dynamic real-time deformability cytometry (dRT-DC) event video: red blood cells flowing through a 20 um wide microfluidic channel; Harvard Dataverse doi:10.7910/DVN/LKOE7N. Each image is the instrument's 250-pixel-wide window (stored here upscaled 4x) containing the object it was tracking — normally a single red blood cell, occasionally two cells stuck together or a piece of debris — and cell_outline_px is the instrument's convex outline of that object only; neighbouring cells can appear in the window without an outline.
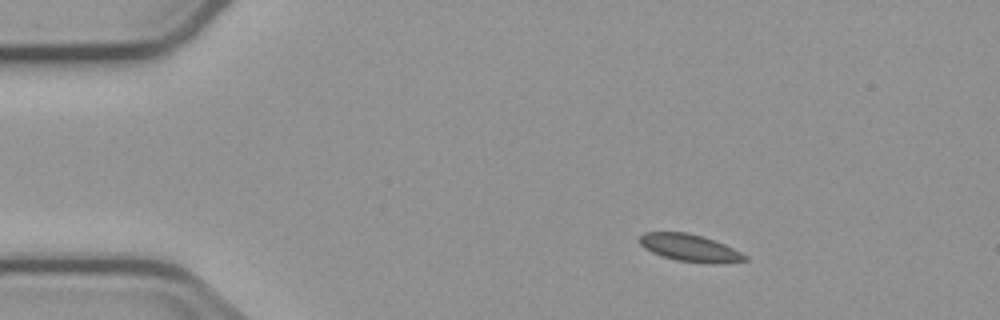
{"species": "common noctule bat (a hibernating species)", "species_latin": "Nyctalus noctula", "temperature_condition": "cold", "stored_images_in_passage": 5, "segment_of_instrument_passage": [1, 2], "camera_frame_rate_fps": 3000, "um_per_image_px": 0.085, "animal": {"sex": "male", "body_mass_g": 23.1, "forearm_length_mm": 52.7}, "frame": {"image": 1, "passage_image": 2, "time_ms": 1.333, "image_size_px": [1000, 320], "cell_outline_px": [[748, 260], [716, 264], [712, 264], [676, 260], [660, 256], [644, 248], [640, 244], [640, 236], [644, 232], [688, 232], [704, 236], [724, 244], [748, 256]], "centroid_in_image_um": [58.64, 21.07], "position_along_channel_um": 26.4, "area_um2": 16.82}}